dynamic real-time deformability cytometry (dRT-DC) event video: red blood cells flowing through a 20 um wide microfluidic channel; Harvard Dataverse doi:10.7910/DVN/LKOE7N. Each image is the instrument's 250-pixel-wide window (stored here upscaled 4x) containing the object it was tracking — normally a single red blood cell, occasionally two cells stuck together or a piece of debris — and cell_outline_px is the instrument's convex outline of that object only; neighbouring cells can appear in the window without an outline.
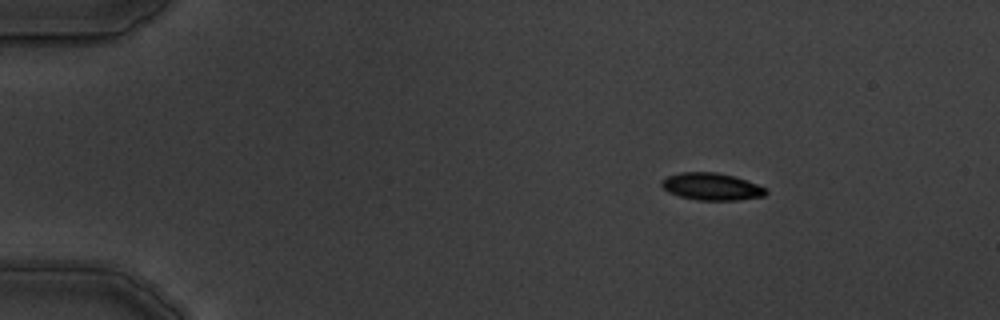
{"species": "common noctule bat (a hibernating species)", "species_latin": "Nyctalus noctula", "temperature_condition": "warm", "stored_images_in_passage": 4, "camera_frame_rate_fps": 3000, "um_per_image_px": 0.085, "animal": {"sex": "male", "body_mass_g": 19.5, "forearm_length_mm": 54.6}, "frame": {"image": 1, "passage_image": 1, "time_ms": 0.0, "image_size_px": [1000, 320], "cell_outline_px": [[768, 192], [764, 196], [736, 200], [696, 200], [680, 196], [668, 192], [660, 184], [660, 180], [664, 176], [680, 172], [716, 172], [736, 176], [756, 184], [764, 188]], "centroid_in_image_um": [60.43, 15.85], "position_along_channel_um": 24.6, "area_um2": 16.65}}